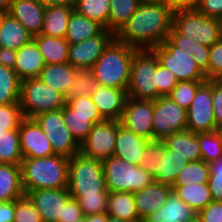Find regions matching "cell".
I'll use <instances>...</instances> for the list:
<instances>
[{"instance_id": "obj_1", "label": "cell", "mask_w": 222, "mask_h": 222, "mask_svg": "<svg viewBox=\"0 0 222 222\" xmlns=\"http://www.w3.org/2000/svg\"><path fill=\"white\" fill-rule=\"evenodd\" d=\"M173 13L162 2H142L115 37L138 49L161 45L172 29Z\"/></svg>"}, {"instance_id": "obj_2", "label": "cell", "mask_w": 222, "mask_h": 222, "mask_svg": "<svg viewBox=\"0 0 222 222\" xmlns=\"http://www.w3.org/2000/svg\"><path fill=\"white\" fill-rule=\"evenodd\" d=\"M21 171L25 194L38 189L68 188L69 158L66 156L23 158Z\"/></svg>"}, {"instance_id": "obj_3", "label": "cell", "mask_w": 222, "mask_h": 222, "mask_svg": "<svg viewBox=\"0 0 222 222\" xmlns=\"http://www.w3.org/2000/svg\"><path fill=\"white\" fill-rule=\"evenodd\" d=\"M137 50L115 37L92 67L99 85L127 91L132 59Z\"/></svg>"}, {"instance_id": "obj_4", "label": "cell", "mask_w": 222, "mask_h": 222, "mask_svg": "<svg viewBox=\"0 0 222 222\" xmlns=\"http://www.w3.org/2000/svg\"><path fill=\"white\" fill-rule=\"evenodd\" d=\"M68 192L75 199L82 196L108 195L102 161L78 153L69 158Z\"/></svg>"}, {"instance_id": "obj_5", "label": "cell", "mask_w": 222, "mask_h": 222, "mask_svg": "<svg viewBox=\"0 0 222 222\" xmlns=\"http://www.w3.org/2000/svg\"><path fill=\"white\" fill-rule=\"evenodd\" d=\"M65 104V96L39 78L21 81L19 105L24 118L34 119L40 114L60 110Z\"/></svg>"}, {"instance_id": "obj_6", "label": "cell", "mask_w": 222, "mask_h": 222, "mask_svg": "<svg viewBox=\"0 0 222 222\" xmlns=\"http://www.w3.org/2000/svg\"><path fill=\"white\" fill-rule=\"evenodd\" d=\"M102 165L109 192L134 193L154 182V177L147 170L114 155L102 160Z\"/></svg>"}, {"instance_id": "obj_7", "label": "cell", "mask_w": 222, "mask_h": 222, "mask_svg": "<svg viewBox=\"0 0 222 222\" xmlns=\"http://www.w3.org/2000/svg\"><path fill=\"white\" fill-rule=\"evenodd\" d=\"M127 97L157 99V57L151 49H138L134 53Z\"/></svg>"}, {"instance_id": "obj_8", "label": "cell", "mask_w": 222, "mask_h": 222, "mask_svg": "<svg viewBox=\"0 0 222 222\" xmlns=\"http://www.w3.org/2000/svg\"><path fill=\"white\" fill-rule=\"evenodd\" d=\"M172 27L180 35L207 47L222 39L219 19L209 18L198 10L173 14Z\"/></svg>"}, {"instance_id": "obj_9", "label": "cell", "mask_w": 222, "mask_h": 222, "mask_svg": "<svg viewBox=\"0 0 222 222\" xmlns=\"http://www.w3.org/2000/svg\"><path fill=\"white\" fill-rule=\"evenodd\" d=\"M151 50L156 55L159 64L173 72L178 81L207 80L194 59L177 48L168 38L161 45L152 47Z\"/></svg>"}, {"instance_id": "obj_10", "label": "cell", "mask_w": 222, "mask_h": 222, "mask_svg": "<svg viewBox=\"0 0 222 222\" xmlns=\"http://www.w3.org/2000/svg\"><path fill=\"white\" fill-rule=\"evenodd\" d=\"M187 110L169 96H160L153 101V140H163L171 133L187 128Z\"/></svg>"}, {"instance_id": "obj_11", "label": "cell", "mask_w": 222, "mask_h": 222, "mask_svg": "<svg viewBox=\"0 0 222 222\" xmlns=\"http://www.w3.org/2000/svg\"><path fill=\"white\" fill-rule=\"evenodd\" d=\"M34 119L46 134L55 154L70 158L80 153V145L64 123L62 109L40 114Z\"/></svg>"}, {"instance_id": "obj_12", "label": "cell", "mask_w": 222, "mask_h": 222, "mask_svg": "<svg viewBox=\"0 0 222 222\" xmlns=\"http://www.w3.org/2000/svg\"><path fill=\"white\" fill-rule=\"evenodd\" d=\"M187 128L193 133L218 130L212 108V80H206L198 89L187 110Z\"/></svg>"}, {"instance_id": "obj_13", "label": "cell", "mask_w": 222, "mask_h": 222, "mask_svg": "<svg viewBox=\"0 0 222 222\" xmlns=\"http://www.w3.org/2000/svg\"><path fill=\"white\" fill-rule=\"evenodd\" d=\"M120 121L104 120L94 124L86 139L80 144V153L88 158L104 160L114 155L117 126Z\"/></svg>"}, {"instance_id": "obj_14", "label": "cell", "mask_w": 222, "mask_h": 222, "mask_svg": "<svg viewBox=\"0 0 222 222\" xmlns=\"http://www.w3.org/2000/svg\"><path fill=\"white\" fill-rule=\"evenodd\" d=\"M114 38L115 34L104 28L97 36L69 44L68 63L76 69L92 68Z\"/></svg>"}, {"instance_id": "obj_15", "label": "cell", "mask_w": 222, "mask_h": 222, "mask_svg": "<svg viewBox=\"0 0 222 222\" xmlns=\"http://www.w3.org/2000/svg\"><path fill=\"white\" fill-rule=\"evenodd\" d=\"M120 124L137 135L153 140V101L127 97Z\"/></svg>"}, {"instance_id": "obj_16", "label": "cell", "mask_w": 222, "mask_h": 222, "mask_svg": "<svg viewBox=\"0 0 222 222\" xmlns=\"http://www.w3.org/2000/svg\"><path fill=\"white\" fill-rule=\"evenodd\" d=\"M25 195L38 209L43 222L63 220L64 205L71 198L68 188L38 189Z\"/></svg>"}, {"instance_id": "obj_17", "label": "cell", "mask_w": 222, "mask_h": 222, "mask_svg": "<svg viewBox=\"0 0 222 222\" xmlns=\"http://www.w3.org/2000/svg\"><path fill=\"white\" fill-rule=\"evenodd\" d=\"M23 158L55 155L52 145L35 119L24 118L18 128Z\"/></svg>"}, {"instance_id": "obj_18", "label": "cell", "mask_w": 222, "mask_h": 222, "mask_svg": "<svg viewBox=\"0 0 222 222\" xmlns=\"http://www.w3.org/2000/svg\"><path fill=\"white\" fill-rule=\"evenodd\" d=\"M150 141L119 124L117 126L114 156L140 166L144 150Z\"/></svg>"}, {"instance_id": "obj_19", "label": "cell", "mask_w": 222, "mask_h": 222, "mask_svg": "<svg viewBox=\"0 0 222 222\" xmlns=\"http://www.w3.org/2000/svg\"><path fill=\"white\" fill-rule=\"evenodd\" d=\"M104 120L120 121L127 99V91L100 86L90 95Z\"/></svg>"}, {"instance_id": "obj_20", "label": "cell", "mask_w": 222, "mask_h": 222, "mask_svg": "<svg viewBox=\"0 0 222 222\" xmlns=\"http://www.w3.org/2000/svg\"><path fill=\"white\" fill-rule=\"evenodd\" d=\"M45 7L37 0H13L9 13L33 36L41 34Z\"/></svg>"}, {"instance_id": "obj_21", "label": "cell", "mask_w": 222, "mask_h": 222, "mask_svg": "<svg viewBox=\"0 0 222 222\" xmlns=\"http://www.w3.org/2000/svg\"><path fill=\"white\" fill-rule=\"evenodd\" d=\"M173 192L170 185L153 182L152 184L134 192L136 209L141 220L149 214L163 207Z\"/></svg>"}, {"instance_id": "obj_22", "label": "cell", "mask_w": 222, "mask_h": 222, "mask_svg": "<svg viewBox=\"0 0 222 222\" xmlns=\"http://www.w3.org/2000/svg\"><path fill=\"white\" fill-rule=\"evenodd\" d=\"M44 66L45 61L43 55L33 40L16 51L14 71L21 81L38 78Z\"/></svg>"}, {"instance_id": "obj_23", "label": "cell", "mask_w": 222, "mask_h": 222, "mask_svg": "<svg viewBox=\"0 0 222 222\" xmlns=\"http://www.w3.org/2000/svg\"><path fill=\"white\" fill-rule=\"evenodd\" d=\"M196 216L197 212L172 192L165 205L149 214L142 222H189Z\"/></svg>"}, {"instance_id": "obj_24", "label": "cell", "mask_w": 222, "mask_h": 222, "mask_svg": "<svg viewBox=\"0 0 222 222\" xmlns=\"http://www.w3.org/2000/svg\"><path fill=\"white\" fill-rule=\"evenodd\" d=\"M167 149L173 150L175 154L185 157L189 162L201 160V150L198 144V133L189 130L171 133L163 140Z\"/></svg>"}, {"instance_id": "obj_25", "label": "cell", "mask_w": 222, "mask_h": 222, "mask_svg": "<svg viewBox=\"0 0 222 222\" xmlns=\"http://www.w3.org/2000/svg\"><path fill=\"white\" fill-rule=\"evenodd\" d=\"M32 40L33 36L28 30L6 12L0 28V47L17 51Z\"/></svg>"}, {"instance_id": "obj_26", "label": "cell", "mask_w": 222, "mask_h": 222, "mask_svg": "<svg viewBox=\"0 0 222 222\" xmlns=\"http://www.w3.org/2000/svg\"><path fill=\"white\" fill-rule=\"evenodd\" d=\"M24 195L21 165L0 164V202L13 201Z\"/></svg>"}, {"instance_id": "obj_27", "label": "cell", "mask_w": 222, "mask_h": 222, "mask_svg": "<svg viewBox=\"0 0 222 222\" xmlns=\"http://www.w3.org/2000/svg\"><path fill=\"white\" fill-rule=\"evenodd\" d=\"M75 71L76 68L70 63L45 64L38 78L66 96L69 87L73 84Z\"/></svg>"}, {"instance_id": "obj_28", "label": "cell", "mask_w": 222, "mask_h": 222, "mask_svg": "<svg viewBox=\"0 0 222 222\" xmlns=\"http://www.w3.org/2000/svg\"><path fill=\"white\" fill-rule=\"evenodd\" d=\"M62 116L72 137L79 145L86 139L94 124L104 121L101 115L76 114L67 103L62 108Z\"/></svg>"}, {"instance_id": "obj_29", "label": "cell", "mask_w": 222, "mask_h": 222, "mask_svg": "<svg viewBox=\"0 0 222 222\" xmlns=\"http://www.w3.org/2000/svg\"><path fill=\"white\" fill-rule=\"evenodd\" d=\"M73 6L45 7L41 34L49 37L65 38Z\"/></svg>"}, {"instance_id": "obj_30", "label": "cell", "mask_w": 222, "mask_h": 222, "mask_svg": "<svg viewBox=\"0 0 222 222\" xmlns=\"http://www.w3.org/2000/svg\"><path fill=\"white\" fill-rule=\"evenodd\" d=\"M107 214L127 222H142L136 209V200L131 192H109Z\"/></svg>"}, {"instance_id": "obj_31", "label": "cell", "mask_w": 222, "mask_h": 222, "mask_svg": "<svg viewBox=\"0 0 222 222\" xmlns=\"http://www.w3.org/2000/svg\"><path fill=\"white\" fill-rule=\"evenodd\" d=\"M45 64L68 63L69 43L65 38L49 37L43 34L33 37Z\"/></svg>"}, {"instance_id": "obj_32", "label": "cell", "mask_w": 222, "mask_h": 222, "mask_svg": "<svg viewBox=\"0 0 222 222\" xmlns=\"http://www.w3.org/2000/svg\"><path fill=\"white\" fill-rule=\"evenodd\" d=\"M104 27L94 20L72 11L65 39L69 44L78 43L97 36Z\"/></svg>"}, {"instance_id": "obj_33", "label": "cell", "mask_w": 222, "mask_h": 222, "mask_svg": "<svg viewBox=\"0 0 222 222\" xmlns=\"http://www.w3.org/2000/svg\"><path fill=\"white\" fill-rule=\"evenodd\" d=\"M168 39L177 47L192 57L200 70L208 80V62L210 47L199 44L194 39L180 35L173 27L169 32Z\"/></svg>"}, {"instance_id": "obj_34", "label": "cell", "mask_w": 222, "mask_h": 222, "mask_svg": "<svg viewBox=\"0 0 222 222\" xmlns=\"http://www.w3.org/2000/svg\"><path fill=\"white\" fill-rule=\"evenodd\" d=\"M171 187L175 195L197 213L213 201L208 183Z\"/></svg>"}, {"instance_id": "obj_35", "label": "cell", "mask_w": 222, "mask_h": 222, "mask_svg": "<svg viewBox=\"0 0 222 222\" xmlns=\"http://www.w3.org/2000/svg\"><path fill=\"white\" fill-rule=\"evenodd\" d=\"M188 163L185 157L175 154L173 150L166 147V154L160 155V171L154 177V181L172 186L180 171Z\"/></svg>"}, {"instance_id": "obj_36", "label": "cell", "mask_w": 222, "mask_h": 222, "mask_svg": "<svg viewBox=\"0 0 222 222\" xmlns=\"http://www.w3.org/2000/svg\"><path fill=\"white\" fill-rule=\"evenodd\" d=\"M73 7L76 12L98 22L109 31V0H75Z\"/></svg>"}, {"instance_id": "obj_37", "label": "cell", "mask_w": 222, "mask_h": 222, "mask_svg": "<svg viewBox=\"0 0 222 222\" xmlns=\"http://www.w3.org/2000/svg\"><path fill=\"white\" fill-rule=\"evenodd\" d=\"M109 31L115 35L128 22L137 8L141 5V0H109Z\"/></svg>"}, {"instance_id": "obj_38", "label": "cell", "mask_w": 222, "mask_h": 222, "mask_svg": "<svg viewBox=\"0 0 222 222\" xmlns=\"http://www.w3.org/2000/svg\"><path fill=\"white\" fill-rule=\"evenodd\" d=\"M22 160L19 131L0 132V164L21 165Z\"/></svg>"}, {"instance_id": "obj_39", "label": "cell", "mask_w": 222, "mask_h": 222, "mask_svg": "<svg viewBox=\"0 0 222 222\" xmlns=\"http://www.w3.org/2000/svg\"><path fill=\"white\" fill-rule=\"evenodd\" d=\"M99 87L92 68L76 69L73 84L69 87L65 101L71 98L92 95Z\"/></svg>"}, {"instance_id": "obj_40", "label": "cell", "mask_w": 222, "mask_h": 222, "mask_svg": "<svg viewBox=\"0 0 222 222\" xmlns=\"http://www.w3.org/2000/svg\"><path fill=\"white\" fill-rule=\"evenodd\" d=\"M20 87L16 72L0 65V105L19 103Z\"/></svg>"}, {"instance_id": "obj_41", "label": "cell", "mask_w": 222, "mask_h": 222, "mask_svg": "<svg viewBox=\"0 0 222 222\" xmlns=\"http://www.w3.org/2000/svg\"><path fill=\"white\" fill-rule=\"evenodd\" d=\"M210 177L209 164L199 160L189 162L178 174L172 186H184L189 184L208 183Z\"/></svg>"}, {"instance_id": "obj_42", "label": "cell", "mask_w": 222, "mask_h": 222, "mask_svg": "<svg viewBox=\"0 0 222 222\" xmlns=\"http://www.w3.org/2000/svg\"><path fill=\"white\" fill-rule=\"evenodd\" d=\"M201 160L210 164L222 157V135L218 130L198 133Z\"/></svg>"}, {"instance_id": "obj_43", "label": "cell", "mask_w": 222, "mask_h": 222, "mask_svg": "<svg viewBox=\"0 0 222 222\" xmlns=\"http://www.w3.org/2000/svg\"><path fill=\"white\" fill-rule=\"evenodd\" d=\"M166 154L162 140H151L144 150L140 166L155 177L160 171V155Z\"/></svg>"}, {"instance_id": "obj_44", "label": "cell", "mask_w": 222, "mask_h": 222, "mask_svg": "<svg viewBox=\"0 0 222 222\" xmlns=\"http://www.w3.org/2000/svg\"><path fill=\"white\" fill-rule=\"evenodd\" d=\"M204 82L205 81H179L168 96L179 106L188 110L197 89Z\"/></svg>"}, {"instance_id": "obj_45", "label": "cell", "mask_w": 222, "mask_h": 222, "mask_svg": "<svg viewBox=\"0 0 222 222\" xmlns=\"http://www.w3.org/2000/svg\"><path fill=\"white\" fill-rule=\"evenodd\" d=\"M23 119L19 103L0 105V132L18 130Z\"/></svg>"}, {"instance_id": "obj_46", "label": "cell", "mask_w": 222, "mask_h": 222, "mask_svg": "<svg viewBox=\"0 0 222 222\" xmlns=\"http://www.w3.org/2000/svg\"><path fill=\"white\" fill-rule=\"evenodd\" d=\"M13 222H43L38 209L29 198L23 197L15 200V212Z\"/></svg>"}, {"instance_id": "obj_47", "label": "cell", "mask_w": 222, "mask_h": 222, "mask_svg": "<svg viewBox=\"0 0 222 222\" xmlns=\"http://www.w3.org/2000/svg\"><path fill=\"white\" fill-rule=\"evenodd\" d=\"M84 217L94 214L107 213L108 195L82 196L76 199Z\"/></svg>"}, {"instance_id": "obj_48", "label": "cell", "mask_w": 222, "mask_h": 222, "mask_svg": "<svg viewBox=\"0 0 222 222\" xmlns=\"http://www.w3.org/2000/svg\"><path fill=\"white\" fill-rule=\"evenodd\" d=\"M178 82L174 73L160 65L157 59V98L168 96Z\"/></svg>"}, {"instance_id": "obj_49", "label": "cell", "mask_w": 222, "mask_h": 222, "mask_svg": "<svg viewBox=\"0 0 222 222\" xmlns=\"http://www.w3.org/2000/svg\"><path fill=\"white\" fill-rule=\"evenodd\" d=\"M208 80H222V39L210 47Z\"/></svg>"}, {"instance_id": "obj_50", "label": "cell", "mask_w": 222, "mask_h": 222, "mask_svg": "<svg viewBox=\"0 0 222 222\" xmlns=\"http://www.w3.org/2000/svg\"><path fill=\"white\" fill-rule=\"evenodd\" d=\"M66 103L76 111V114L100 115L97 106L92 101L91 96L71 98Z\"/></svg>"}, {"instance_id": "obj_51", "label": "cell", "mask_w": 222, "mask_h": 222, "mask_svg": "<svg viewBox=\"0 0 222 222\" xmlns=\"http://www.w3.org/2000/svg\"><path fill=\"white\" fill-rule=\"evenodd\" d=\"M212 108L216 125H222V80H212Z\"/></svg>"}, {"instance_id": "obj_52", "label": "cell", "mask_w": 222, "mask_h": 222, "mask_svg": "<svg viewBox=\"0 0 222 222\" xmlns=\"http://www.w3.org/2000/svg\"><path fill=\"white\" fill-rule=\"evenodd\" d=\"M201 222H222V201H212L197 213Z\"/></svg>"}, {"instance_id": "obj_53", "label": "cell", "mask_w": 222, "mask_h": 222, "mask_svg": "<svg viewBox=\"0 0 222 222\" xmlns=\"http://www.w3.org/2000/svg\"><path fill=\"white\" fill-rule=\"evenodd\" d=\"M84 215L78 201L71 197L64 205L63 220L59 222H82Z\"/></svg>"}, {"instance_id": "obj_54", "label": "cell", "mask_w": 222, "mask_h": 222, "mask_svg": "<svg viewBox=\"0 0 222 222\" xmlns=\"http://www.w3.org/2000/svg\"><path fill=\"white\" fill-rule=\"evenodd\" d=\"M173 14L184 11L198 10L201 0H163Z\"/></svg>"}, {"instance_id": "obj_55", "label": "cell", "mask_w": 222, "mask_h": 222, "mask_svg": "<svg viewBox=\"0 0 222 222\" xmlns=\"http://www.w3.org/2000/svg\"><path fill=\"white\" fill-rule=\"evenodd\" d=\"M198 11L209 18L222 16V0H201Z\"/></svg>"}, {"instance_id": "obj_56", "label": "cell", "mask_w": 222, "mask_h": 222, "mask_svg": "<svg viewBox=\"0 0 222 222\" xmlns=\"http://www.w3.org/2000/svg\"><path fill=\"white\" fill-rule=\"evenodd\" d=\"M208 186L213 201H222V177L210 176Z\"/></svg>"}, {"instance_id": "obj_57", "label": "cell", "mask_w": 222, "mask_h": 222, "mask_svg": "<svg viewBox=\"0 0 222 222\" xmlns=\"http://www.w3.org/2000/svg\"><path fill=\"white\" fill-rule=\"evenodd\" d=\"M15 212V200L0 202V222H13Z\"/></svg>"}, {"instance_id": "obj_58", "label": "cell", "mask_w": 222, "mask_h": 222, "mask_svg": "<svg viewBox=\"0 0 222 222\" xmlns=\"http://www.w3.org/2000/svg\"><path fill=\"white\" fill-rule=\"evenodd\" d=\"M0 65L14 70L16 65V51L0 47Z\"/></svg>"}, {"instance_id": "obj_59", "label": "cell", "mask_w": 222, "mask_h": 222, "mask_svg": "<svg viewBox=\"0 0 222 222\" xmlns=\"http://www.w3.org/2000/svg\"><path fill=\"white\" fill-rule=\"evenodd\" d=\"M44 7L50 6H74L75 0H37Z\"/></svg>"}, {"instance_id": "obj_60", "label": "cell", "mask_w": 222, "mask_h": 222, "mask_svg": "<svg viewBox=\"0 0 222 222\" xmlns=\"http://www.w3.org/2000/svg\"><path fill=\"white\" fill-rule=\"evenodd\" d=\"M210 176L222 177V157L209 164Z\"/></svg>"}, {"instance_id": "obj_61", "label": "cell", "mask_w": 222, "mask_h": 222, "mask_svg": "<svg viewBox=\"0 0 222 222\" xmlns=\"http://www.w3.org/2000/svg\"><path fill=\"white\" fill-rule=\"evenodd\" d=\"M82 222H107V213L86 216Z\"/></svg>"}, {"instance_id": "obj_62", "label": "cell", "mask_w": 222, "mask_h": 222, "mask_svg": "<svg viewBox=\"0 0 222 222\" xmlns=\"http://www.w3.org/2000/svg\"><path fill=\"white\" fill-rule=\"evenodd\" d=\"M13 0H0V10L7 12Z\"/></svg>"}, {"instance_id": "obj_63", "label": "cell", "mask_w": 222, "mask_h": 222, "mask_svg": "<svg viewBox=\"0 0 222 222\" xmlns=\"http://www.w3.org/2000/svg\"><path fill=\"white\" fill-rule=\"evenodd\" d=\"M107 222H127V221L122 220V219H120V218H118V217L109 216V215L107 214Z\"/></svg>"}, {"instance_id": "obj_64", "label": "cell", "mask_w": 222, "mask_h": 222, "mask_svg": "<svg viewBox=\"0 0 222 222\" xmlns=\"http://www.w3.org/2000/svg\"><path fill=\"white\" fill-rule=\"evenodd\" d=\"M5 13H6L5 11L0 10V28L2 26V22L4 20Z\"/></svg>"}, {"instance_id": "obj_65", "label": "cell", "mask_w": 222, "mask_h": 222, "mask_svg": "<svg viewBox=\"0 0 222 222\" xmlns=\"http://www.w3.org/2000/svg\"><path fill=\"white\" fill-rule=\"evenodd\" d=\"M142 2H162L163 0H141Z\"/></svg>"}, {"instance_id": "obj_66", "label": "cell", "mask_w": 222, "mask_h": 222, "mask_svg": "<svg viewBox=\"0 0 222 222\" xmlns=\"http://www.w3.org/2000/svg\"><path fill=\"white\" fill-rule=\"evenodd\" d=\"M220 30H221V38H222V16L219 18Z\"/></svg>"}, {"instance_id": "obj_67", "label": "cell", "mask_w": 222, "mask_h": 222, "mask_svg": "<svg viewBox=\"0 0 222 222\" xmlns=\"http://www.w3.org/2000/svg\"><path fill=\"white\" fill-rule=\"evenodd\" d=\"M189 222H201V220L196 216L194 219H192Z\"/></svg>"}, {"instance_id": "obj_68", "label": "cell", "mask_w": 222, "mask_h": 222, "mask_svg": "<svg viewBox=\"0 0 222 222\" xmlns=\"http://www.w3.org/2000/svg\"><path fill=\"white\" fill-rule=\"evenodd\" d=\"M218 131L221 133L222 135V125L219 127Z\"/></svg>"}]
</instances>
